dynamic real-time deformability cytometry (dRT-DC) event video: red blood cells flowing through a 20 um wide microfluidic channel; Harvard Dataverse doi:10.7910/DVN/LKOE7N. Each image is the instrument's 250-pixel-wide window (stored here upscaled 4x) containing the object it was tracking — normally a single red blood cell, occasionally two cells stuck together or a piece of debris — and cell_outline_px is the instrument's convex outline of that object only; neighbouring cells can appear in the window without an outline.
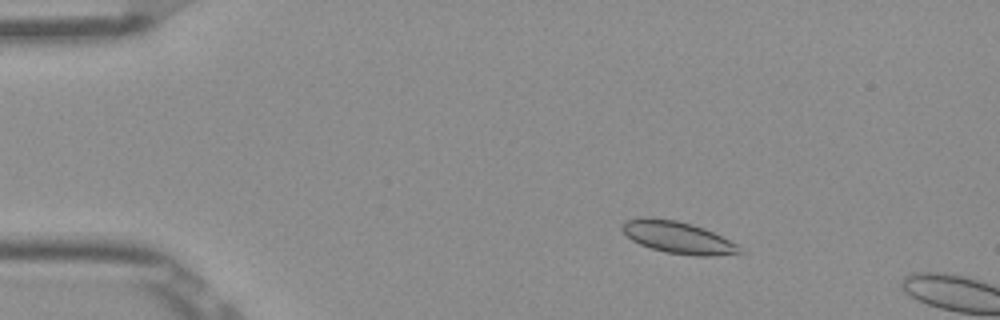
{"species": "Egyptian fruit bat (a non-hibernating species)", "species_latin": "Rousettus aegyptiacus", "temperature_condition": "room temperature", "stored_images_in_passage": 5, "camera_frame_rate_fps": 3000, "um_per_image_px": 0.085, "frame": {"image": 1, "passage_image": 2, "time_ms": 0.333, "image_size_px": [1000, 320], "cell_outline_px": [[740, 252], [712, 256], [696, 256], [664, 252], [640, 244], [632, 240], [620, 228], [628, 220], [652, 216], [676, 220], [692, 224], [704, 228], [736, 244]], "centroid_in_image_um": [57.57, 20.17], "position_along_channel_um": 27.4, "area_um2": 21.44}}